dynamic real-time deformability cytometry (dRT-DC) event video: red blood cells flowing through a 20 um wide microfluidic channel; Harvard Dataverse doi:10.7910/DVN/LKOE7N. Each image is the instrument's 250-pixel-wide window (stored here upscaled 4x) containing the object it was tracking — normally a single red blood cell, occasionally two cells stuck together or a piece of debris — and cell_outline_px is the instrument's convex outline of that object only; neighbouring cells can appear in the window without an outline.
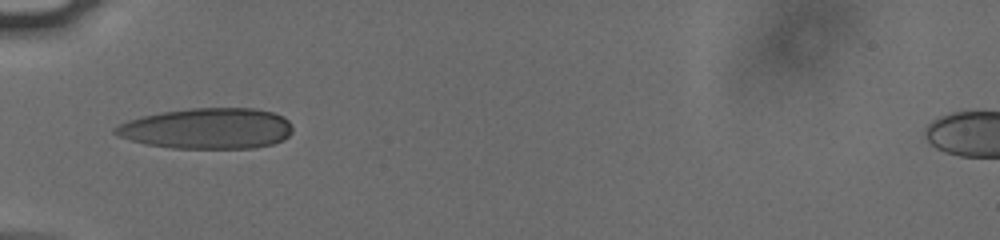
{"species": "human", "species_latin": "Homo sapiens", "temperature_condition": "cold", "stored_images_in_passage": 36, "camera_frame_rate_fps": 3000, "um_per_image_px": 0.085, "donor": {"sex": "male"}, "frame": {"image": 1, "passage_image": 1, "time_ms": 0.0, "image_size_px": [1000, 240], "cell_outline_px": [[292, 132], [284, 140], [272, 144], [252, 148], [172, 148], [148, 144], [116, 136], [112, 132], [112, 128], [128, 120], [140, 116], [160, 112], [188, 108], [256, 108], [272, 112], [284, 116], [292, 124]], "centroid_in_image_um": [17.62, 10.91], "position_along_channel_um": 67.4, "area_um2": 42.48}}
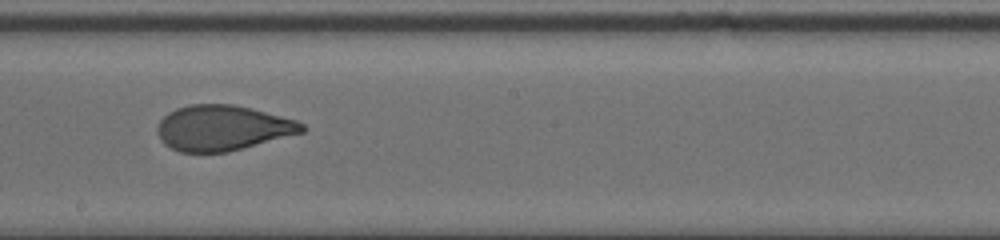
{"frame": {"image": 2, "passage_image": 14, "time_ms": 4.333, "image_size_px": [1000, 240], "cell_outline_px": [[308, 128], [304, 132], [228, 152], [180, 152], [164, 144], [160, 140], [156, 128], [160, 120], [168, 112], [176, 108], [188, 104], [232, 104], [296, 120], [304, 124]], "centroid_in_image_um": [18.89, 10.88], "position_along_channel_um": 229.3, "area_um2": 38.15}}
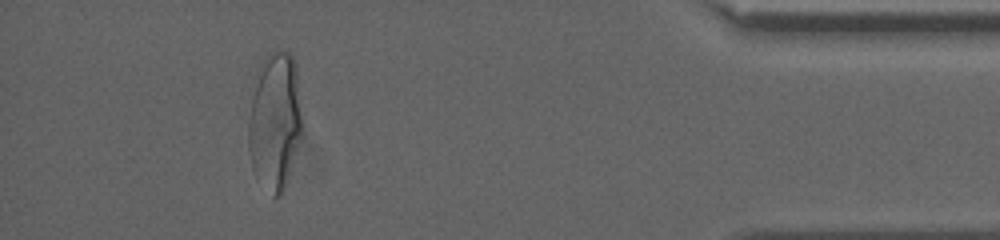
{"frame": {"image": 3, "passage_image": 32, "time_ms": 10.333, "image_size_px": [1000, 240], "cell_outline_px": [[300, 132], [284, 188], [280, 196], [272, 196], [252, 168], [248, 148], [248, 124], [252, 100], [260, 64], [268, 52], [288, 52], [292, 56], [296, 64], [300, 112]], "centroid_in_image_um": [23.33, 10.26], "position_along_channel_um": 411.9, "area_um2": 41.56}, "authors_computed_cell_mechanics": {"area_um2": 39.2173, "velocity_mm_per_s": 3.8093, "shape_relaxation_time_tau1_ms": 5.211, "shape_relaxation_time_tau2_ms": 0.8946, "deformation_change_tau1": 0.1842, "deformation_change_tau2": 0.0645}}